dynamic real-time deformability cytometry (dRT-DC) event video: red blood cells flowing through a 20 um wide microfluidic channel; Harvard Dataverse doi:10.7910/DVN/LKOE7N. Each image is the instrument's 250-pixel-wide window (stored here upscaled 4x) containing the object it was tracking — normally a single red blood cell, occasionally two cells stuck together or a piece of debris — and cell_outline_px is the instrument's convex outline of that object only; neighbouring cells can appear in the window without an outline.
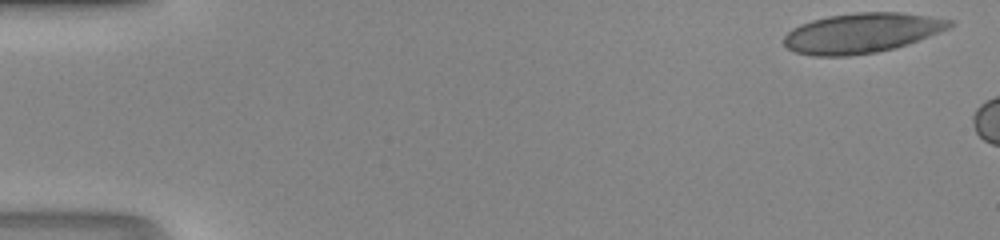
{"species": "human", "species_latin": "Homo sapiens", "temperature_condition": "room temperature", "stored_images_in_passage": 6, "camera_frame_rate_fps": 3000, "um_per_image_px": 0.085, "donor": {"sex": "male"}, "frame": {"image": 1, "passage_image": 1, "time_ms": 0.0, "image_size_px": [1000, 240], "cell_outline_px": [[956, 24], [948, 28], [908, 44], [896, 48], [876, 52], [848, 56], [812, 56], [796, 52], [788, 48], [784, 44], [784, 36], [792, 28], [800, 24], [812, 20], [828, 16], [856, 12], [900, 12], [956, 20]], "centroid_in_image_um": [73.25, 2.8], "position_along_channel_um": 11.7, "area_um2": 38.61}}